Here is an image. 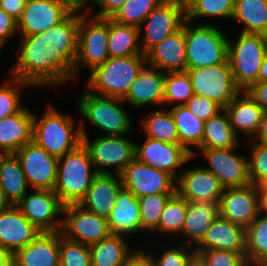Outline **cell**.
<instances>
[{
	"label": "cell",
	"instance_id": "cell-20",
	"mask_svg": "<svg viewBox=\"0 0 267 266\" xmlns=\"http://www.w3.org/2000/svg\"><path fill=\"white\" fill-rule=\"evenodd\" d=\"M259 214L257 186L225 188L219 202V215L247 228Z\"/></svg>",
	"mask_w": 267,
	"mask_h": 266
},
{
	"label": "cell",
	"instance_id": "cell-15",
	"mask_svg": "<svg viewBox=\"0 0 267 266\" xmlns=\"http://www.w3.org/2000/svg\"><path fill=\"white\" fill-rule=\"evenodd\" d=\"M19 159L30 190H54L58 159L33 140L14 153Z\"/></svg>",
	"mask_w": 267,
	"mask_h": 266
},
{
	"label": "cell",
	"instance_id": "cell-10",
	"mask_svg": "<svg viewBox=\"0 0 267 266\" xmlns=\"http://www.w3.org/2000/svg\"><path fill=\"white\" fill-rule=\"evenodd\" d=\"M193 93L215 101L223 109L241 92L234 82L228 59L221 64L186 69Z\"/></svg>",
	"mask_w": 267,
	"mask_h": 266
},
{
	"label": "cell",
	"instance_id": "cell-38",
	"mask_svg": "<svg viewBox=\"0 0 267 266\" xmlns=\"http://www.w3.org/2000/svg\"><path fill=\"white\" fill-rule=\"evenodd\" d=\"M152 113L140 119L145 137L165 143H180L177 126L170 110L160 109Z\"/></svg>",
	"mask_w": 267,
	"mask_h": 266
},
{
	"label": "cell",
	"instance_id": "cell-21",
	"mask_svg": "<svg viewBox=\"0 0 267 266\" xmlns=\"http://www.w3.org/2000/svg\"><path fill=\"white\" fill-rule=\"evenodd\" d=\"M40 232L16 205H8L0 211V248L14 254L32 242Z\"/></svg>",
	"mask_w": 267,
	"mask_h": 266
},
{
	"label": "cell",
	"instance_id": "cell-35",
	"mask_svg": "<svg viewBox=\"0 0 267 266\" xmlns=\"http://www.w3.org/2000/svg\"><path fill=\"white\" fill-rule=\"evenodd\" d=\"M240 141L223 109L216 116L205 121L203 140L198 148H234L238 147Z\"/></svg>",
	"mask_w": 267,
	"mask_h": 266
},
{
	"label": "cell",
	"instance_id": "cell-27",
	"mask_svg": "<svg viewBox=\"0 0 267 266\" xmlns=\"http://www.w3.org/2000/svg\"><path fill=\"white\" fill-rule=\"evenodd\" d=\"M34 112L22 107L16 114L0 120V152L15 153L32 141Z\"/></svg>",
	"mask_w": 267,
	"mask_h": 266
},
{
	"label": "cell",
	"instance_id": "cell-23",
	"mask_svg": "<svg viewBox=\"0 0 267 266\" xmlns=\"http://www.w3.org/2000/svg\"><path fill=\"white\" fill-rule=\"evenodd\" d=\"M220 249L246 256V228L218 215L194 250Z\"/></svg>",
	"mask_w": 267,
	"mask_h": 266
},
{
	"label": "cell",
	"instance_id": "cell-60",
	"mask_svg": "<svg viewBox=\"0 0 267 266\" xmlns=\"http://www.w3.org/2000/svg\"><path fill=\"white\" fill-rule=\"evenodd\" d=\"M258 191H267V178L264 179L258 186H257Z\"/></svg>",
	"mask_w": 267,
	"mask_h": 266
},
{
	"label": "cell",
	"instance_id": "cell-56",
	"mask_svg": "<svg viewBox=\"0 0 267 266\" xmlns=\"http://www.w3.org/2000/svg\"><path fill=\"white\" fill-rule=\"evenodd\" d=\"M0 266H14L13 254L0 248Z\"/></svg>",
	"mask_w": 267,
	"mask_h": 266
},
{
	"label": "cell",
	"instance_id": "cell-37",
	"mask_svg": "<svg viewBox=\"0 0 267 266\" xmlns=\"http://www.w3.org/2000/svg\"><path fill=\"white\" fill-rule=\"evenodd\" d=\"M247 264L267 266V215L259 213L246 228Z\"/></svg>",
	"mask_w": 267,
	"mask_h": 266
},
{
	"label": "cell",
	"instance_id": "cell-41",
	"mask_svg": "<svg viewBox=\"0 0 267 266\" xmlns=\"http://www.w3.org/2000/svg\"><path fill=\"white\" fill-rule=\"evenodd\" d=\"M193 95L191 79L187 72L165 73L163 106L185 105Z\"/></svg>",
	"mask_w": 267,
	"mask_h": 266
},
{
	"label": "cell",
	"instance_id": "cell-13",
	"mask_svg": "<svg viewBox=\"0 0 267 266\" xmlns=\"http://www.w3.org/2000/svg\"><path fill=\"white\" fill-rule=\"evenodd\" d=\"M239 147L210 149L197 148L208 167L224 188L243 187L251 184L249 177L248 157L237 154Z\"/></svg>",
	"mask_w": 267,
	"mask_h": 266
},
{
	"label": "cell",
	"instance_id": "cell-58",
	"mask_svg": "<svg viewBox=\"0 0 267 266\" xmlns=\"http://www.w3.org/2000/svg\"><path fill=\"white\" fill-rule=\"evenodd\" d=\"M259 213L267 215V191H258Z\"/></svg>",
	"mask_w": 267,
	"mask_h": 266
},
{
	"label": "cell",
	"instance_id": "cell-26",
	"mask_svg": "<svg viewBox=\"0 0 267 266\" xmlns=\"http://www.w3.org/2000/svg\"><path fill=\"white\" fill-rule=\"evenodd\" d=\"M122 187L120 175L98 174L79 205L108 219L116 203L117 194Z\"/></svg>",
	"mask_w": 267,
	"mask_h": 266
},
{
	"label": "cell",
	"instance_id": "cell-42",
	"mask_svg": "<svg viewBox=\"0 0 267 266\" xmlns=\"http://www.w3.org/2000/svg\"><path fill=\"white\" fill-rule=\"evenodd\" d=\"M174 194H152L138 198L141 231L153 233L157 228L166 203Z\"/></svg>",
	"mask_w": 267,
	"mask_h": 266
},
{
	"label": "cell",
	"instance_id": "cell-49",
	"mask_svg": "<svg viewBox=\"0 0 267 266\" xmlns=\"http://www.w3.org/2000/svg\"><path fill=\"white\" fill-rule=\"evenodd\" d=\"M185 105L195 116L203 121H207L223 110L215 101L195 94Z\"/></svg>",
	"mask_w": 267,
	"mask_h": 266
},
{
	"label": "cell",
	"instance_id": "cell-51",
	"mask_svg": "<svg viewBox=\"0 0 267 266\" xmlns=\"http://www.w3.org/2000/svg\"><path fill=\"white\" fill-rule=\"evenodd\" d=\"M127 0H97L94 4L99 9L97 13L94 14L92 9L88 12L93 13L91 15L99 18H112L117 11L126 3Z\"/></svg>",
	"mask_w": 267,
	"mask_h": 266
},
{
	"label": "cell",
	"instance_id": "cell-14",
	"mask_svg": "<svg viewBox=\"0 0 267 266\" xmlns=\"http://www.w3.org/2000/svg\"><path fill=\"white\" fill-rule=\"evenodd\" d=\"M34 191V192H33ZM28 192L16 206L41 232H56L62 227L64 204L54 190Z\"/></svg>",
	"mask_w": 267,
	"mask_h": 266
},
{
	"label": "cell",
	"instance_id": "cell-33",
	"mask_svg": "<svg viewBox=\"0 0 267 266\" xmlns=\"http://www.w3.org/2000/svg\"><path fill=\"white\" fill-rule=\"evenodd\" d=\"M92 266H122L133 253L123 235L111 234L89 246Z\"/></svg>",
	"mask_w": 267,
	"mask_h": 266
},
{
	"label": "cell",
	"instance_id": "cell-18",
	"mask_svg": "<svg viewBox=\"0 0 267 266\" xmlns=\"http://www.w3.org/2000/svg\"><path fill=\"white\" fill-rule=\"evenodd\" d=\"M74 10L61 0H27L18 22V35L31 36L63 22Z\"/></svg>",
	"mask_w": 267,
	"mask_h": 266
},
{
	"label": "cell",
	"instance_id": "cell-50",
	"mask_svg": "<svg viewBox=\"0 0 267 266\" xmlns=\"http://www.w3.org/2000/svg\"><path fill=\"white\" fill-rule=\"evenodd\" d=\"M18 34V22L0 8V44L5 46L12 37Z\"/></svg>",
	"mask_w": 267,
	"mask_h": 266
},
{
	"label": "cell",
	"instance_id": "cell-17",
	"mask_svg": "<svg viewBox=\"0 0 267 266\" xmlns=\"http://www.w3.org/2000/svg\"><path fill=\"white\" fill-rule=\"evenodd\" d=\"M135 158L139 162L170 174L177 180L178 169L182 171L181 167L194 157L180 143H165L146 137L144 143H135Z\"/></svg>",
	"mask_w": 267,
	"mask_h": 266
},
{
	"label": "cell",
	"instance_id": "cell-48",
	"mask_svg": "<svg viewBox=\"0 0 267 266\" xmlns=\"http://www.w3.org/2000/svg\"><path fill=\"white\" fill-rule=\"evenodd\" d=\"M202 266H246L245 258L238 253L220 249L195 250Z\"/></svg>",
	"mask_w": 267,
	"mask_h": 266
},
{
	"label": "cell",
	"instance_id": "cell-22",
	"mask_svg": "<svg viewBox=\"0 0 267 266\" xmlns=\"http://www.w3.org/2000/svg\"><path fill=\"white\" fill-rule=\"evenodd\" d=\"M185 21L183 26L172 35L164 38L145 55L149 66L161 72H186Z\"/></svg>",
	"mask_w": 267,
	"mask_h": 266
},
{
	"label": "cell",
	"instance_id": "cell-34",
	"mask_svg": "<svg viewBox=\"0 0 267 266\" xmlns=\"http://www.w3.org/2000/svg\"><path fill=\"white\" fill-rule=\"evenodd\" d=\"M139 28L109 18L108 52L110 57L145 55L140 46Z\"/></svg>",
	"mask_w": 267,
	"mask_h": 266
},
{
	"label": "cell",
	"instance_id": "cell-31",
	"mask_svg": "<svg viewBox=\"0 0 267 266\" xmlns=\"http://www.w3.org/2000/svg\"><path fill=\"white\" fill-rule=\"evenodd\" d=\"M28 183L14 153L0 157V191L9 205H16L27 193Z\"/></svg>",
	"mask_w": 267,
	"mask_h": 266
},
{
	"label": "cell",
	"instance_id": "cell-11",
	"mask_svg": "<svg viewBox=\"0 0 267 266\" xmlns=\"http://www.w3.org/2000/svg\"><path fill=\"white\" fill-rule=\"evenodd\" d=\"M185 20V5L177 0H163L148 14L139 27L140 46L143 54H146L164 38L178 31Z\"/></svg>",
	"mask_w": 267,
	"mask_h": 266
},
{
	"label": "cell",
	"instance_id": "cell-55",
	"mask_svg": "<svg viewBox=\"0 0 267 266\" xmlns=\"http://www.w3.org/2000/svg\"><path fill=\"white\" fill-rule=\"evenodd\" d=\"M253 139V141L262 143L267 146V111L263 113L259 130Z\"/></svg>",
	"mask_w": 267,
	"mask_h": 266
},
{
	"label": "cell",
	"instance_id": "cell-5",
	"mask_svg": "<svg viewBox=\"0 0 267 266\" xmlns=\"http://www.w3.org/2000/svg\"><path fill=\"white\" fill-rule=\"evenodd\" d=\"M79 115L93 127L99 129L103 136L130 135L133 120L122 106L123 99L94 94L84 90L78 97ZM104 132V134H103Z\"/></svg>",
	"mask_w": 267,
	"mask_h": 266
},
{
	"label": "cell",
	"instance_id": "cell-45",
	"mask_svg": "<svg viewBox=\"0 0 267 266\" xmlns=\"http://www.w3.org/2000/svg\"><path fill=\"white\" fill-rule=\"evenodd\" d=\"M163 0H127L111 18L125 25L140 27L148 14Z\"/></svg>",
	"mask_w": 267,
	"mask_h": 266
},
{
	"label": "cell",
	"instance_id": "cell-32",
	"mask_svg": "<svg viewBox=\"0 0 267 266\" xmlns=\"http://www.w3.org/2000/svg\"><path fill=\"white\" fill-rule=\"evenodd\" d=\"M240 22V33L267 36V0H235L231 21Z\"/></svg>",
	"mask_w": 267,
	"mask_h": 266
},
{
	"label": "cell",
	"instance_id": "cell-43",
	"mask_svg": "<svg viewBox=\"0 0 267 266\" xmlns=\"http://www.w3.org/2000/svg\"><path fill=\"white\" fill-rule=\"evenodd\" d=\"M0 84V120L16 114L22 107L21 90L32 87L18 78L9 77Z\"/></svg>",
	"mask_w": 267,
	"mask_h": 266
},
{
	"label": "cell",
	"instance_id": "cell-63",
	"mask_svg": "<svg viewBox=\"0 0 267 266\" xmlns=\"http://www.w3.org/2000/svg\"><path fill=\"white\" fill-rule=\"evenodd\" d=\"M190 266H202L197 259H195Z\"/></svg>",
	"mask_w": 267,
	"mask_h": 266
},
{
	"label": "cell",
	"instance_id": "cell-30",
	"mask_svg": "<svg viewBox=\"0 0 267 266\" xmlns=\"http://www.w3.org/2000/svg\"><path fill=\"white\" fill-rule=\"evenodd\" d=\"M218 215L219 203L187 201V213L182 232L179 235L183 244L194 248L203 239Z\"/></svg>",
	"mask_w": 267,
	"mask_h": 266
},
{
	"label": "cell",
	"instance_id": "cell-25",
	"mask_svg": "<svg viewBox=\"0 0 267 266\" xmlns=\"http://www.w3.org/2000/svg\"><path fill=\"white\" fill-rule=\"evenodd\" d=\"M60 231L40 232L26 247L13 254L14 266H59Z\"/></svg>",
	"mask_w": 267,
	"mask_h": 266
},
{
	"label": "cell",
	"instance_id": "cell-4",
	"mask_svg": "<svg viewBox=\"0 0 267 266\" xmlns=\"http://www.w3.org/2000/svg\"><path fill=\"white\" fill-rule=\"evenodd\" d=\"M146 64V55L109 57L90 71L85 87L97 95L123 99Z\"/></svg>",
	"mask_w": 267,
	"mask_h": 266
},
{
	"label": "cell",
	"instance_id": "cell-3",
	"mask_svg": "<svg viewBox=\"0 0 267 266\" xmlns=\"http://www.w3.org/2000/svg\"><path fill=\"white\" fill-rule=\"evenodd\" d=\"M97 175L89 151L82 143L58 158L54 192L64 205L79 204Z\"/></svg>",
	"mask_w": 267,
	"mask_h": 266
},
{
	"label": "cell",
	"instance_id": "cell-9",
	"mask_svg": "<svg viewBox=\"0 0 267 266\" xmlns=\"http://www.w3.org/2000/svg\"><path fill=\"white\" fill-rule=\"evenodd\" d=\"M80 121L82 143L88 149L91 161L98 174H118L135 159V142L128 139V135L96 137L89 139L84 119ZM113 171H109L110 169Z\"/></svg>",
	"mask_w": 267,
	"mask_h": 266
},
{
	"label": "cell",
	"instance_id": "cell-46",
	"mask_svg": "<svg viewBox=\"0 0 267 266\" xmlns=\"http://www.w3.org/2000/svg\"><path fill=\"white\" fill-rule=\"evenodd\" d=\"M59 266H92L89 245L67 239L60 232Z\"/></svg>",
	"mask_w": 267,
	"mask_h": 266
},
{
	"label": "cell",
	"instance_id": "cell-36",
	"mask_svg": "<svg viewBox=\"0 0 267 266\" xmlns=\"http://www.w3.org/2000/svg\"><path fill=\"white\" fill-rule=\"evenodd\" d=\"M169 110L177 126L180 144L194 157L198 153L189 146L198 148L201 145L205 121L195 116L186 105L172 106Z\"/></svg>",
	"mask_w": 267,
	"mask_h": 266
},
{
	"label": "cell",
	"instance_id": "cell-29",
	"mask_svg": "<svg viewBox=\"0 0 267 266\" xmlns=\"http://www.w3.org/2000/svg\"><path fill=\"white\" fill-rule=\"evenodd\" d=\"M107 220L112 234L125 237L139 234L141 220L138 199L129 190L122 187Z\"/></svg>",
	"mask_w": 267,
	"mask_h": 266
},
{
	"label": "cell",
	"instance_id": "cell-44",
	"mask_svg": "<svg viewBox=\"0 0 267 266\" xmlns=\"http://www.w3.org/2000/svg\"><path fill=\"white\" fill-rule=\"evenodd\" d=\"M180 243L178 244H164L161 248L159 254L155 251V254L149 252L154 266H190L191 263L196 259V252L192 246L185 245L179 240ZM181 244V245H180ZM168 245V246H167ZM153 253V254H152ZM156 255V256H155Z\"/></svg>",
	"mask_w": 267,
	"mask_h": 266
},
{
	"label": "cell",
	"instance_id": "cell-65",
	"mask_svg": "<svg viewBox=\"0 0 267 266\" xmlns=\"http://www.w3.org/2000/svg\"><path fill=\"white\" fill-rule=\"evenodd\" d=\"M2 48H3V45H2V44H0V53H1V50H2Z\"/></svg>",
	"mask_w": 267,
	"mask_h": 266
},
{
	"label": "cell",
	"instance_id": "cell-59",
	"mask_svg": "<svg viewBox=\"0 0 267 266\" xmlns=\"http://www.w3.org/2000/svg\"><path fill=\"white\" fill-rule=\"evenodd\" d=\"M258 82H267V52L263 57L259 70Z\"/></svg>",
	"mask_w": 267,
	"mask_h": 266
},
{
	"label": "cell",
	"instance_id": "cell-8",
	"mask_svg": "<svg viewBox=\"0 0 267 266\" xmlns=\"http://www.w3.org/2000/svg\"><path fill=\"white\" fill-rule=\"evenodd\" d=\"M108 37L109 18H99L88 11H80L78 50L73 67V80L78 78L83 66L90 72L110 57Z\"/></svg>",
	"mask_w": 267,
	"mask_h": 266
},
{
	"label": "cell",
	"instance_id": "cell-61",
	"mask_svg": "<svg viewBox=\"0 0 267 266\" xmlns=\"http://www.w3.org/2000/svg\"><path fill=\"white\" fill-rule=\"evenodd\" d=\"M9 204L5 201L1 191H0V211L5 209Z\"/></svg>",
	"mask_w": 267,
	"mask_h": 266
},
{
	"label": "cell",
	"instance_id": "cell-19",
	"mask_svg": "<svg viewBox=\"0 0 267 266\" xmlns=\"http://www.w3.org/2000/svg\"><path fill=\"white\" fill-rule=\"evenodd\" d=\"M176 193L187 201L219 203L224 187L219 179L202 165L178 171Z\"/></svg>",
	"mask_w": 267,
	"mask_h": 266
},
{
	"label": "cell",
	"instance_id": "cell-16",
	"mask_svg": "<svg viewBox=\"0 0 267 266\" xmlns=\"http://www.w3.org/2000/svg\"><path fill=\"white\" fill-rule=\"evenodd\" d=\"M122 185L137 199L152 194H175L176 180L136 158L120 174Z\"/></svg>",
	"mask_w": 267,
	"mask_h": 266
},
{
	"label": "cell",
	"instance_id": "cell-64",
	"mask_svg": "<svg viewBox=\"0 0 267 266\" xmlns=\"http://www.w3.org/2000/svg\"><path fill=\"white\" fill-rule=\"evenodd\" d=\"M179 3L186 5L190 0H177Z\"/></svg>",
	"mask_w": 267,
	"mask_h": 266
},
{
	"label": "cell",
	"instance_id": "cell-57",
	"mask_svg": "<svg viewBox=\"0 0 267 266\" xmlns=\"http://www.w3.org/2000/svg\"><path fill=\"white\" fill-rule=\"evenodd\" d=\"M67 3L73 10L87 11V0H61Z\"/></svg>",
	"mask_w": 267,
	"mask_h": 266
},
{
	"label": "cell",
	"instance_id": "cell-40",
	"mask_svg": "<svg viewBox=\"0 0 267 266\" xmlns=\"http://www.w3.org/2000/svg\"><path fill=\"white\" fill-rule=\"evenodd\" d=\"M235 0H190L185 5L186 20L196 22L199 18H232Z\"/></svg>",
	"mask_w": 267,
	"mask_h": 266
},
{
	"label": "cell",
	"instance_id": "cell-54",
	"mask_svg": "<svg viewBox=\"0 0 267 266\" xmlns=\"http://www.w3.org/2000/svg\"><path fill=\"white\" fill-rule=\"evenodd\" d=\"M137 251V252H136ZM134 251L124 262L122 266H154L152 257L146 250Z\"/></svg>",
	"mask_w": 267,
	"mask_h": 266
},
{
	"label": "cell",
	"instance_id": "cell-1",
	"mask_svg": "<svg viewBox=\"0 0 267 266\" xmlns=\"http://www.w3.org/2000/svg\"><path fill=\"white\" fill-rule=\"evenodd\" d=\"M79 20L80 10H74L63 22L44 32L21 36L11 77L29 83L32 88H56L74 81Z\"/></svg>",
	"mask_w": 267,
	"mask_h": 266
},
{
	"label": "cell",
	"instance_id": "cell-6",
	"mask_svg": "<svg viewBox=\"0 0 267 266\" xmlns=\"http://www.w3.org/2000/svg\"><path fill=\"white\" fill-rule=\"evenodd\" d=\"M192 24L185 20L187 69L224 63L228 58L227 34L212 23Z\"/></svg>",
	"mask_w": 267,
	"mask_h": 266
},
{
	"label": "cell",
	"instance_id": "cell-53",
	"mask_svg": "<svg viewBox=\"0 0 267 266\" xmlns=\"http://www.w3.org/2000/svg\"><path fill=\"white\" fill-rule=\"evenodd\" d=\"M26 3L27 0H0V8L18 21L23 14Z\"/></svg>",
	"mask_w": 267,
	"mask_h": 266
},
{
	"label": "cell",
	"instance_id": "cell-2",
	"mask_svg": "<svg viewBox=\"0 0 267 266\" xmlns=\"http://www.w3.org/2000/svg\"><path fill=\"white\" fill-rule=\"evenodd\" d=\"M32 140L53 157L61 158L82 144L80 123L76 126L71 115L48 105L41 118L34 113Z\"/></svg>",
	"mask_w": 267,
	"mask_h": 266
},
{
	"label": "cell",
	"instance_id": "cell-24",
	"mask_svg": "<svg viewBox=\"0 0 267 266\" xmlns=\"http://www.w3.org/2000/svg\"><path fill=\"white\" fill-rule=\"evenodd\" d=\"M165 73L146 64L131 84L123 101L135 109L148 105L163 107Z\"/></svg>",
	"mask_w": 267,
	"mask_h": 266
},
{
	"label": "cell",
	"instance_id": "cell-28",
	"mask_svg": "<svg viewBox=\"0 0 267 266\" xmlns=\"http://www.w3.org/2000/svg\"><path fill=\"white\" fill-rule=\"evenodd\" d=\"M229 122L238 136L254 138L257 134L264 111L249 96L241 91L225 108Z\"/></svg>",
	"mask_w": 267,
	"mask_h": 266
},
{
	"label": "cell",
	"instance_id": "cell-39",
	"mask_svg": "<svg viewBox=\"0 0 267 266\" xmlns=\"http://www.w3.org/2000/svg\"><path fill=\"white\" fill-rule=\"evenodd\" d=\"M187 213V200L175 193L166 203L158 228L152 234L180 235Z\"/></svg>",
	"mask_w": 267,
	"mask_h": 266
},
{
	"label": "cell",
	"instance_id": "cell-12",
	"mask_svg": "<svg viewBox=\"0 0 267 266\" xmlns=\"http://www.w3.org/2000/svg\"><path fill=\"white\" fill-rule=\"evenodd\" d=\"M61 216L64 217L60 232L67 239L90 246L112 234L107 218L98 216L79 204L64 205Z\"/></svg>",
	"mask_w": 267,
	"mask_h": 266
},
{
	"label": "cell",
	"instance_id": "cell-52",
	"mask_svg": "<svg viewBox=\"0 0 267 266\" xmlns=\"http://www.w3.org/2000/svg\"><path fill=\"white\" fill-rule=\"evenodd\" d=\"M246 92L264 112L267 111V82L254 83Z\"/></svg>",
	"mask_w": 267,
	"mask_h": 266
},
{
	"label": "cell",
	"instance_id": "cell-62",
	"mask_svg": "<svg viewBox=\"0 0 267 266\" xmlns=\"http://www.w3.org/2000/svg\"><path fill=\"white\" fill-rule=\"evenodd\" d=\"M97 0H87V11H89L90 9H92L93 7L92 4H94ZM92 3V4H91ZM90 4V6H88Z\"/></svg>",
	"mask_w": 267,
	"mask_h": 266
},
{
	"label": "cell",
	"instance_id": "cell-7",
	"mask_svg": "<svg viewBox=\"0 0 267 266\" xmlns=\"http://www.w3.org/2000/svg\"><path fill=\"white\" fill-rule=\"evenodd\" d=\"M228 62L241 91L258 82L259 70L267 52V36L240 33L236 42L228 40ZM232 41V42H231Z\"/></svg>",
	"mask_w": 267,
	"mask_h": 266
},
{
	"label": "cell",
	"instance_id": "cell-47",
	"mask_svg": "<svg viewBox=\"0 0 267 266\" xmlns=\"http://www.w3.org/2000/svg\"><path fill=\"white\" fill-rule=\"evenodd\" d=\"M249 145V177L251 184L258 186L267 178V146L251 140Z\"/></svg>",
	"mask_w": 267,
	"mask_h": 266
}]
</instances>
